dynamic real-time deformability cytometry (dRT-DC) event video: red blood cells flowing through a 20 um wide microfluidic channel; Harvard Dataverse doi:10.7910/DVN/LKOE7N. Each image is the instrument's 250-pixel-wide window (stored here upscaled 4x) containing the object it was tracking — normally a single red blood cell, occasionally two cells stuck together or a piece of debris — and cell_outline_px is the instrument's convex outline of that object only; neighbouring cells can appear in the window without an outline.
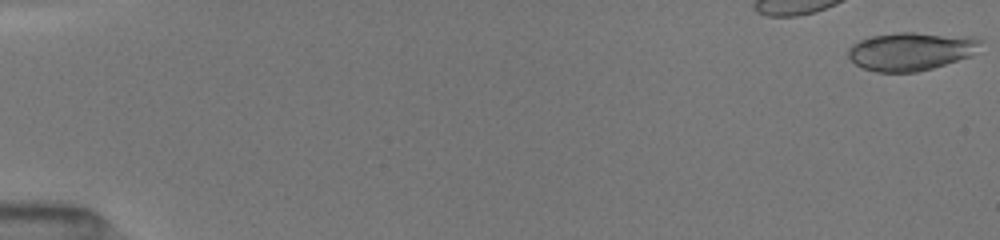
{"species": "common noctule bat (a hibernating species)", "species_latin": "Nyctalus noctula", "temperature_condition": "room temperature", "stored_images_in_passage": 16, "camera_frame_rate_fps": 3000, "um_per_image_px": 0.085, "animal": {"sex": "female", "body_mass_g": 19.5, "forearm_length_mm": 54.1}, "frame": {"image": 1, "passage_image": 1, "time_ms": 0.0, "image_size_px": [1000, 240], "cell_outline_px": [[984, 40], [972, 56], [932, 68], [916, 72], [876, 72], [860, 68], [848, 56], [848, 48], [852, 44], [860, 40], [872, 36], [900, 32], [916, 32], [976, 36]], "centroid_in_image_um": [77.47, 4.35], "position_along_channel_um": 7.5, "area_um2": 29.88}}